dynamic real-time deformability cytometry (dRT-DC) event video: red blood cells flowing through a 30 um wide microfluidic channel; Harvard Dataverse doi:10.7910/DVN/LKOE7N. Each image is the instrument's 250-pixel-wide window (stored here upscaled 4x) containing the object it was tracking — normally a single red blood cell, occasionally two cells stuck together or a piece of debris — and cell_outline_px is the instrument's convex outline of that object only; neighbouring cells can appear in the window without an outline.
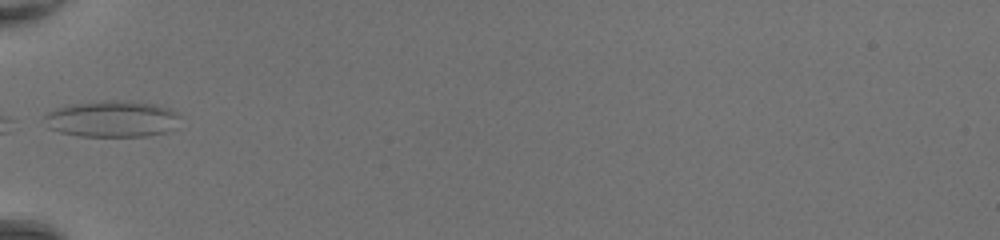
{"species": "common noctule bat (a hibernating species)", "species_latin": "Nyctalus noctula", "temperature_condition": "room temperature", "stored_images_in_passage": 14, "camera_frame_rate_fps": 3000, "um_per_image_px": 0.085, "animal": {"sex": "female", "body_mass_g": 20.0, "forearm_length_mm": 54.0}, "frame": {"image": 1, "passage_image": 1, "time_ms": 0.0, "image_size_px": [1000, 240], "cell_outline_px": [[180, 116], [176, 128], [164, 132], [144, 136], [80, 136], [60, 132], [48, 128], [44, 116], [48, 112], [56, 108], [68, 104], [104, 100], [120, 100], [156, 104], [172, 108]], "centroid_in_image_um": [9.54, 10.09], "position_along_channel_um": 75.5, "area_um2": 29.02}}
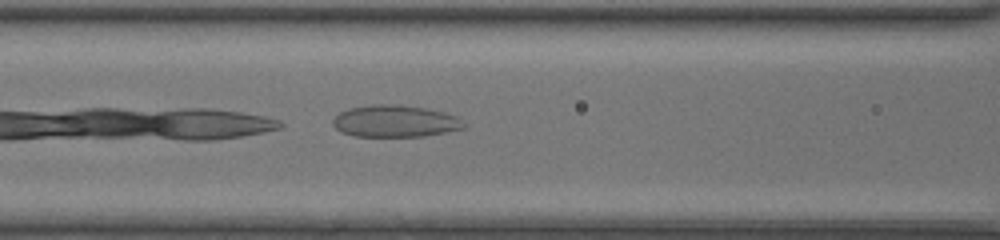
{"frame": {"image": 2, "passage_image": 5, "time_ms": 1.333, "image_size_px": [1000, 240], "cell_outline_px": [[468, 124], [464, 128], [424, 136], [356, 136], [340, 132], [332, 124], [332, 120], [340, 112], [348, 108], [372, 104], [400, 104], [428, 108], [444, 112], [456, 116]], "centroid_in_image_um": [33.59, 10.28], "position_along_channel_um": 133.0, "area_um2": 24.57}}